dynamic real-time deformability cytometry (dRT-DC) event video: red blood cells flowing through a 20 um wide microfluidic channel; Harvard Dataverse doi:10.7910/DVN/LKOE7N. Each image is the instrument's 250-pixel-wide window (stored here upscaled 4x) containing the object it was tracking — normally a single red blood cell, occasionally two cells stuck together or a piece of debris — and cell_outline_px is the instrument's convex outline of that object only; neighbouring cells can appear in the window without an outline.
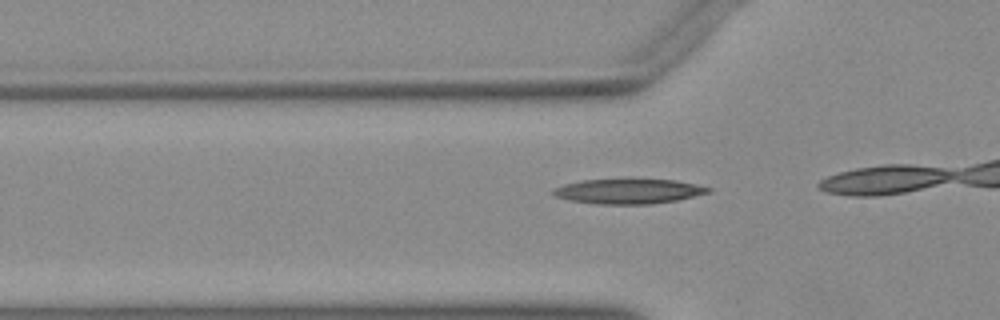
{"species": "Egyptian fruit bat (a non-hibernating species)", "species_latin": "Rousettus aegyptiacus", "temperature_condition": "warm", "stored_images_in_passage": 15, "camera_frame_rate_fps": 3000, "um_per_image_px": 0.085, "animal": {"sex": "female"}, "frame": {"image": 1, "passage_image": 12, "time_ms": 3.667, "image_size_px": [1000, 320], "cell_outline_px": [[712, 188], [708, 192], [676, 200], [652, 204], [596, 204], [568, 200], [556, 196], [552, 192], [552, 188], [564, 184], [580, 180], [676, 180], [696, 184]], "centroid_in_image_um": [53.37, 16.26], "position_along_channel_um": 72.4, "area_um2": 22.2}}